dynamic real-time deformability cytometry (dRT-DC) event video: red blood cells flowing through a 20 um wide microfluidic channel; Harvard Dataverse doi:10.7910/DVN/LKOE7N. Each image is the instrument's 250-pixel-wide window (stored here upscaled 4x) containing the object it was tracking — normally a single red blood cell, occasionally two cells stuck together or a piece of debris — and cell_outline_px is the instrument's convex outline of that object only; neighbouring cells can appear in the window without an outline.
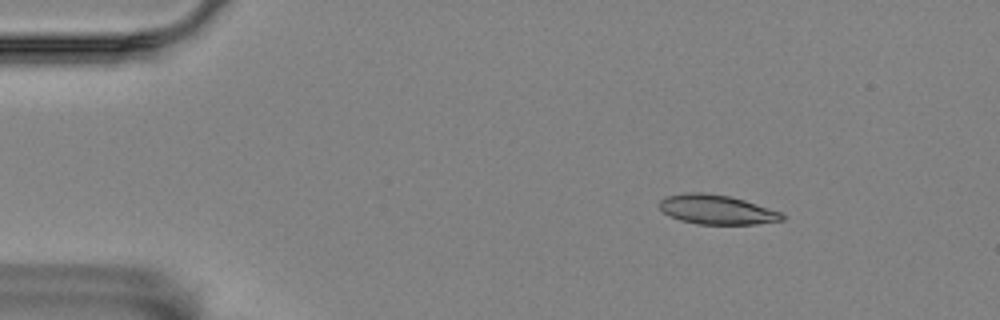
{"species": "Egyptian fruit bat (a non-hibernating species)", "species_latin": "Rousettus aegyptiacus", "temperature_condition": "room temperature", "stored_images_in_passage": 49, "camera_frame_rate_fps": 3000, "um_per_image_px": 0.085, "animal": {"sex": "female"}, "frame": {"image": 1, "passage_image": 1, "time_ms": 0.0, "image_size_px": [1000, 320], "cell_outline_px": [[784, 220], [756, 224], [696, 224], [680, 220], [664, 212], [656, 204], [664, 196], [684, 192], [704, 192], [728, 196], [744, 200], [780, 212], [784, 216]], "centroid_in_image_um": [60.86, 17.8], "position_along_channel_um": 24.1, "area_um2": 21.04}}
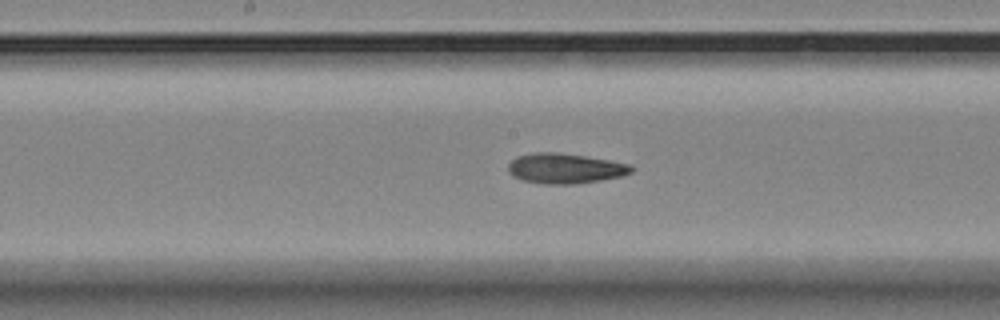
{"frame": {"image": 2, "passage_image": 22, "time_ms": 7.0, "image_size_px": [1000, 320], "cell_outline_px": [[636, 168], [632, 172], [624, 176], [604, 180], [576, 184], [544, 184], [524, 180], [512, 176], [508, 172], [508, 164], [516, 156], [532, 152], [556, 152], [584, 156], [632, 164]], "centroid_in_image_um": [48.07, 14.32], "position_along_channel_um": 200.1, "area_um2": 21.96}}
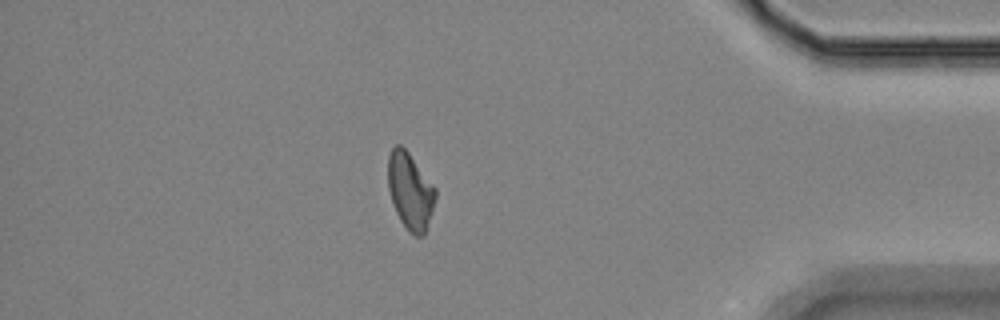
{"frame": {"image": 3, "passage_image": 42, "time_ms": 13.667, "image_size_px": [1000, 320], "cell_outline_px": [[436, 196], [432, 212], [424, 236], [416, 236], [408, 232], [400, 220], [392, 204], [388, 188], [388, 156], [392, 148], [396, 144], [400, 144], [408, 152], [436, 188]], "centroid_in_image_um": [34.86, 16.26], "position_along_channel_um": 400.3, "area_um2": 21.27}, "authors_computed_cell_mechanics": {"area_um2": 21.2126, "velocity_mm_per_s": 3.5264, "shape_relaxation_time_tau1_ms": null, "shape_relaxation_time_tau2_ms": 3.7239, "deformation_change_tau1": null, "deformation_change_tau2": 0.1126}}